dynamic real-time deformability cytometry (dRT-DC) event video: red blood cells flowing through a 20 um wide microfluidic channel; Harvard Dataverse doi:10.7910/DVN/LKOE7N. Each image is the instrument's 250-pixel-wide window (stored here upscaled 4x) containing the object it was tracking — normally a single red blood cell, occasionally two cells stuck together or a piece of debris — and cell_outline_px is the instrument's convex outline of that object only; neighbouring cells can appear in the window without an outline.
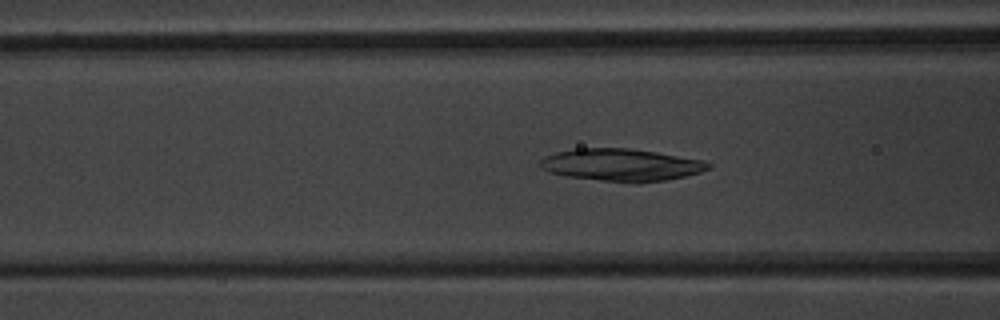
{"species": "common noctule bat (a hibernating species)", "species_latin": "Nyctalus noctula", "temperature_condition": "warm", "stored_images_in_passage": 53, "camera_frame_rate_fps": 3000, "um_per_image_px": 0.085, "animal": {"sex": "male", "body_mass_g": 20.1, "forearm_length_mm": 53.5}, "frame": {"image": 1, "passage_image": 21, "time_ms": 6.667, "image_size_px": [1000, 320], "cell_outline_px": [[712, 168], [700, 172], [684, 176], [664, 180], [640, 184], [636, 184], [600, 180], [568, 176], [552, 172], [540, 168], [540, 160], [544, 156], [556, 152], [576, 148], [628, 148], [656, 152], [704, 160], [712, 164]], "centroid_in_image_um": [52.84, 14.02], "position_along_channel_um": 113.8, "area_um2": 31.79}}
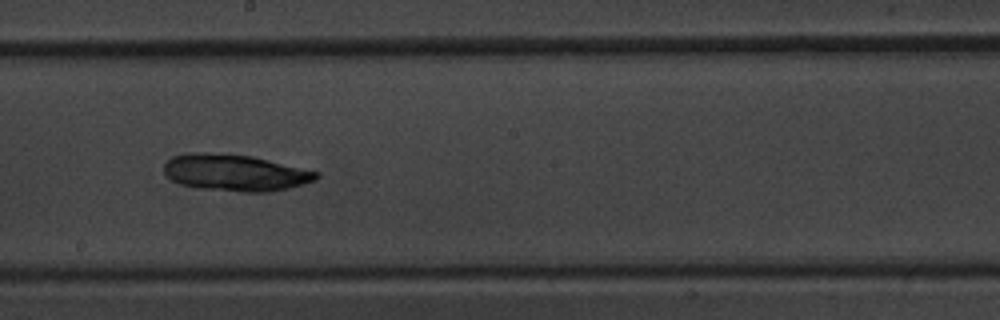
{"frame": {"image": 2, "passage_image": 30, "time_ms": 9.667, "image_size_px": [1000, 320], "cell_outline_px": [[320, 176], [316, 180], [304, 184], [272, 192], [244, 192], [200, 188], [180, 184], [172, 180], [164, 172], [164, 164], [172, 156], [188, 152], [208, 152], [252, 156], [320, 172]], "centroid_in_image_um": [20.0, 14.67], "position_along_channel_um": 228.2, "area_um2": 32.66}}
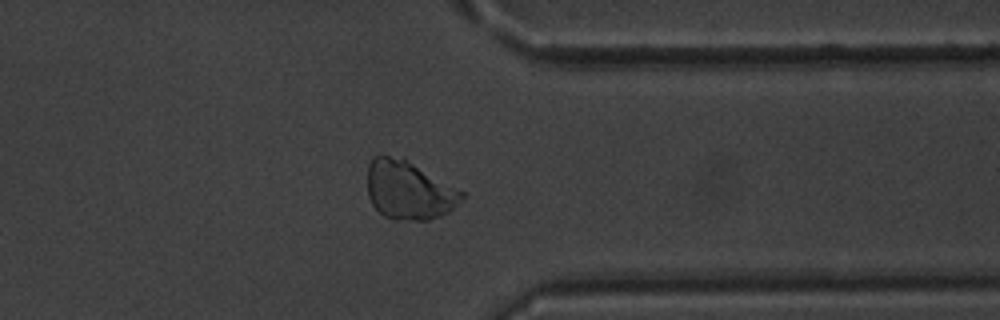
{"frame": {"image": 3, "passage_image": 42, "time_ms": 13.667, "image_size_px": [1000, 320], "cell_outline_px": [[464, 196], [448, 212], [440, 216], [428, 220], [392, 220], [384, 216], [372, 204], [368, 196], [368, 164], [372, 156], [388, 156], [404, 160], [412, 164], [464, 192]], "centroid_in_image_um": [34.71, 16.21], "position_along_channel_um": 376.7, "area_um2": 31.5}}